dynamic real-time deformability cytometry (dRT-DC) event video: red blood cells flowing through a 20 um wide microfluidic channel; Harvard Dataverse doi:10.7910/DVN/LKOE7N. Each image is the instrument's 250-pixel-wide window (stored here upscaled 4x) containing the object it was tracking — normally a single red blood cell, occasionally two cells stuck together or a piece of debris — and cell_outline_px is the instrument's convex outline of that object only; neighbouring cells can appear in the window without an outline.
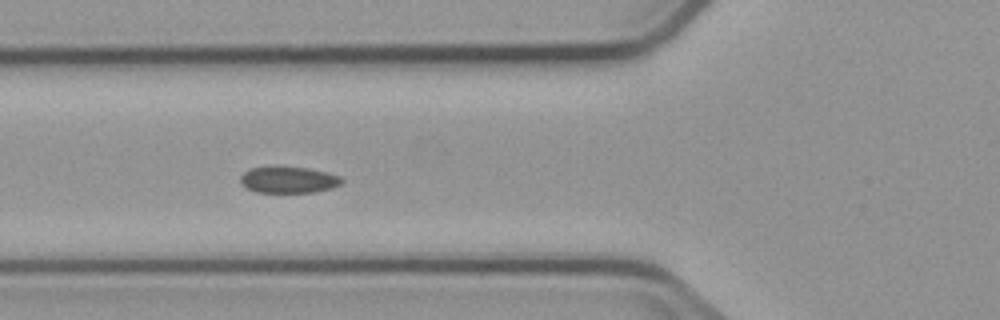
{"species": "common noctule bat (a hibernating species)", "species_latin": "Nyctalus noctula", "temperature_condition": "cold", "stored_images_in_passage": 7, "camera_frame_rate_fps": 3000, "um_per_image_px": 0.085, "animal": {"sex": "male", "body_mass_g": 23.1, "forearm_length_mm": 52.7}, "frame": {"image": 1, "passage_image": 5, "time_ms": 4.667, "image_size_px": [1000, 320], "cell_outline_px": [[344, 180], [340, 184], [332, 188], [312, 192], [256, 192], [240, 184], [240, 176], [244, 172], [252, 168], [308, 168], [328, 172], [340, 176]], "centroid_in_image_um": [24.55, 15.3], "position_along_channel_um": 101.3, "area_um2": 15.26}}
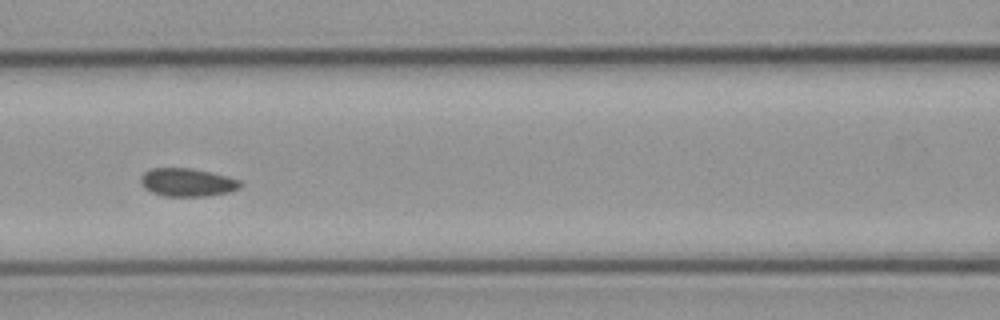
{"frame": {"image": 2, "passage_image": 6, "time_ms": 6.0, "image_size_px": [1000, 320], "cell_outline_px": [[244, 184], [240, 188], [228, 192], [204, 196], [164, 196], [152, 192], [144, 188], [140, 184], [140, 176], [144, 172], [152, 168], [192, 168], [228, 176], [240, 180]], "centroid_in_image_um": [15.92, 15.49], "position_along_channel_um": 150.7, "area_um2": 16.47}}
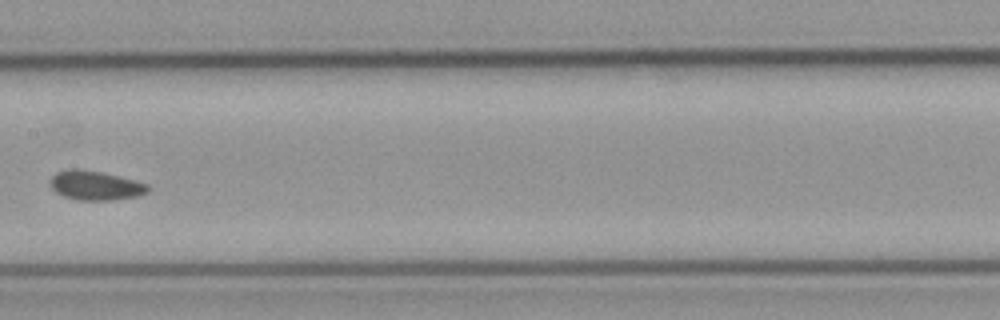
{"frame": {"image": 3, "passage_image": 7, "time_ms": 7.333, "image_size_px": [1000, 320], "cell_outline_px": [[148, 192], [136, 196], [108, 200], [76, 200], [64, 196], [56, 192], [52, 188], [48, 180], [56, 172], [72, 168], [76, 168], [100, 172], [148, 184]], "centroid_in_image_um": [8.04, 15.76], "position_along_channel_um": 199.4, "area_um2": 16.42}}